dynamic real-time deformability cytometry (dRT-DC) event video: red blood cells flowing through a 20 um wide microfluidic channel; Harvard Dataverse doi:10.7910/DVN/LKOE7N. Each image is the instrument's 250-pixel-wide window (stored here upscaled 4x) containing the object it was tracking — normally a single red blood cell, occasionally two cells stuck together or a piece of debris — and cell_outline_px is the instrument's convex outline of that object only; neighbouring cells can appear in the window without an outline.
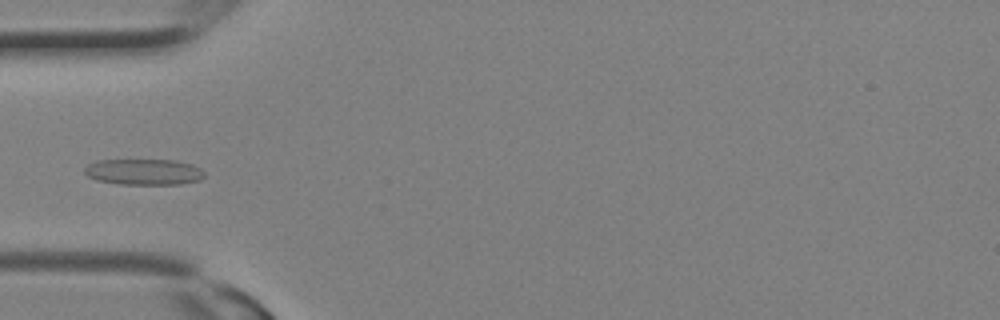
{"species": "Egyptian fruit bat (a non-hibernating species)", "species_latin": "Rousettus aegyptiacus", "temperature_condition": "room temperature", "stored_images_in_passage": 19, "camera_frame_rate_fps": 3000, "um_per_image_px": 0.085, "animal": {"sex": "female"}, "frame": {"image": 1, "passage_image": 9, "time_ms": 2.667, "image_size_px": [1000, 320], "cell_outline_px": [[204, 176], [200, 180], [180, 184], [120, 184], [96, 180], [88, 176], [84, 172], [84, 168], [88, 164], [96, 160], [176, 160], [192, 164], [200, 168], [204, 172]], "centroid_in_image_um": [12.22, 14.61], "position_along_channel_um": 72.8, "area_um2": 18.21}}
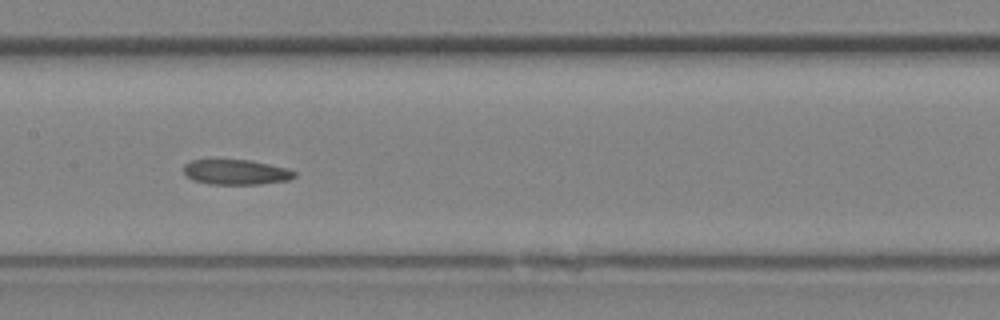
{"frame": {"image": 2, "passage_image": 14, "time_ms": 4.333, "image_size_px": [1000, 320], "cell_outline_px": [[296, 176], [288, 180], [260, 184], [208, 184], [192, 180], [184, 172], [184, 164], [192, 160], [252, 160], [288, 168], [296, 172]], "centroid_in_image_um": [20.08, 14.63], "position_along_channel_um": 187.3, "area_um2": 16.24}}
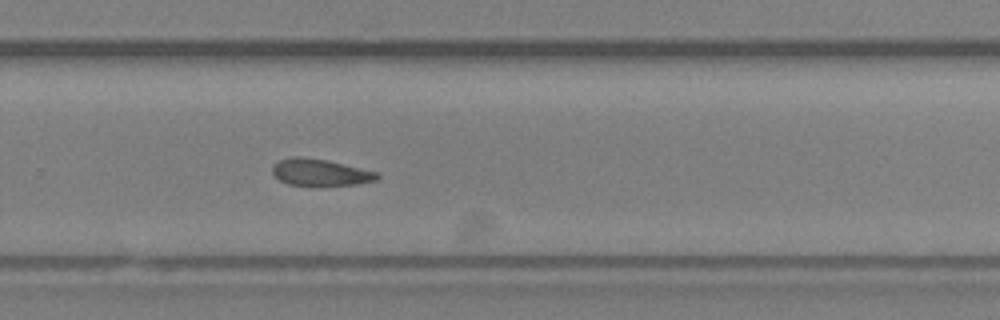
{"frame": {"image": 3, "passage_image": 19, "time_ms": 6.0, "image_size_px": [1000, 320], "cell_outline_px": [[380, 176], [376, 180], [356, 184], [320, 188], [288, 184], [280, 180], [272, 172], [272, 168], [280, 160], [292, 156], [300, 156], [328, 160], [376, 172]], "centroid_in_image_um": [27.21, 14.69], "position_along_channel_um": 302.6, "area_um2": 16.76}}